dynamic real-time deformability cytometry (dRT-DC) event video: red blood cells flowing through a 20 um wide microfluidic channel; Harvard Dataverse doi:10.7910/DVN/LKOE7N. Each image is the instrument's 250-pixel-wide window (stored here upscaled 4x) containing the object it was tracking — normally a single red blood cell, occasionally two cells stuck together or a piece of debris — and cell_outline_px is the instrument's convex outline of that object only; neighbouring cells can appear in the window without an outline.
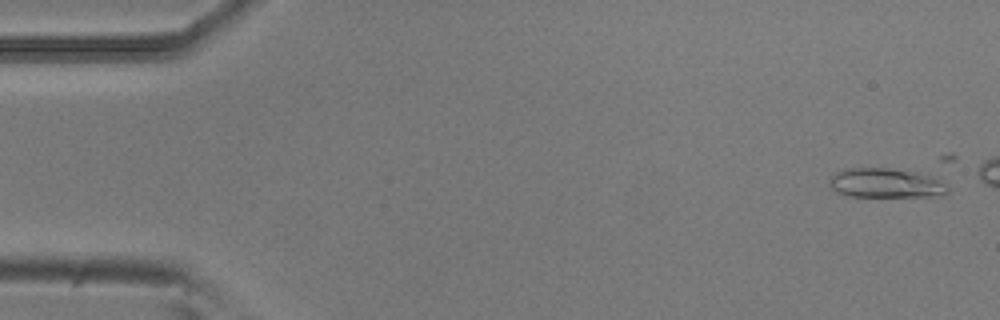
{"species": "common noctule bat (a hibernating species)", "species_latin": "Nyctalus noctula", "temperature_condition": "room temperature", "stored_images_in_passage": 15, "camera_frame_rate_fps": 3000, "um_per_image_px": 0.085, "animal": {"sex": "male", "body_mass_g": 20.5, "forearm_length_mm": 52.5}, "frame": {"image": 1, "passage_image": 1, "time_ms": 0.0, "image_size_px": [1000, 320], "cell_outline_px": [[948, 192], [932, 196], [848, 196], [836, 192], [832, 188], [832, 176], [836, 172], [844, 168], [888, 168], [912, 172], [932, 176], [948, 184]], "centroid_in_image_um": [75.3, 15.56], "position_along_channel_um": 9.7, "area_um2": 20.0}}